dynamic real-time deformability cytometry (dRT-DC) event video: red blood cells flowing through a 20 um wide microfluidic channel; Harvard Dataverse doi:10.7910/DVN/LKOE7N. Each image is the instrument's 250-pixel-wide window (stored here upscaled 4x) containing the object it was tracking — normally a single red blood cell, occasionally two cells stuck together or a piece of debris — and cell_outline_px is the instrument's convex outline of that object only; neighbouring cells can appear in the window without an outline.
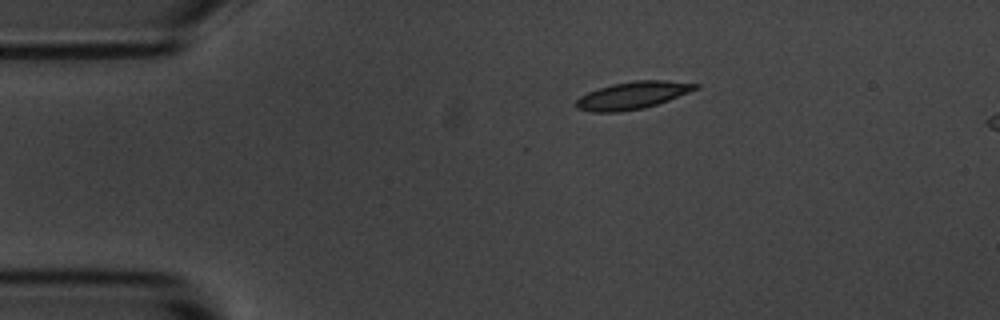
{"species": "common noctule bat (a hibernating species)", "species_latin": "Nyctalus noctula", "temperature_condition": "room temperature", "stored_images_in_passage": 3, "segment_of_instrument_passage": [1, 2], "camera_frame_rate_fps": 3000, "um_per_image_px": 0.085, "animal": {"sex": "male", "body_mass_g": 20.1, "forearm_length_mm": 53.5}, "frame": {"image": 1, "passage_image": 1, "time_ms": 0.0, "image_size_px": [1000, 320], "cell_outline_px": [[700, 88], [668, 100], [644, 108], [616, 112], [592, 112], [576, 108], [576, 100], [580, 96], [588, 92], [612, 84], [636, 80], [664, 80], [700, 84]], "centroid_in_image_um": [53.77, 8.1], "position_along_channel_um": 31.2, "area_um2": 18.9}}